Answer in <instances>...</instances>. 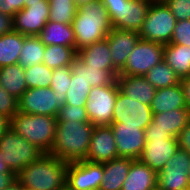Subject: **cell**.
I'll list each match as a JSON object with an SVG mask.
<instances>
[{
  "label": "cell",
  "instance_id": "f907efd6",
  "mask_svg": "<svg viewBox=\"0 0 190 190\" xmlns=\"http://www.w3.org/2000/svg\"><path fill=\"white\" fill-rule=\"evenodd\" d=\"M94 0H74L75 5L79 8L82 5L89 4Z\"/></svg>",
  "mask_w": 190,
  "mask_h": 190
},
{
  "label": "cell",
  "instance_id": "484cf974",
  "mask_svg": "<svg viewBox=\"0 0 190 190\" xmlns=\"http://www.w3.org/2000/svg\"><path fill=\"white\" fill-rule=\"evenodd\" d=\"M72 75L83 78L91 87L112 85L117 82V76L110 70L90 67L76 57L70 64Z\"/></svg>",
  "mask_w": 190,
  "mask_h": 190
},
{
  "label": "cell",
  "instance_id": "ab89813d",
  "mask_svg": "<svg viewBox=\"0 0 190 190\" xmlns=\"http://www.w3.org/2000/svg\"><path fill=\"white\" fill-rule=\"evenodd\" d=\"M165 4L177 21L190 20V0H167Z\"/></svg>",
  "mask_w": 190,
  "mask_h": 190
},
{
  "label": "cell",
  "instance_id": "4316f807",
  "mask_svg": "<svg viewBox=\"0 0 190 190\" xmlns=\"http://www.w3.org/2000/svg\"><path fill=\"white\" fill-rule=\"evenodd\" d=\"M163 60L181 79L190 76V46L168 43L164 45Z\"/></svg>",
  "mask_w": 190,
  "mask_h": 190
},
{
  "label": "cell",
  "instance_id": "681fc988",
  "mask_svg": "<svg viewBox=\"0 0 190 190\" xmlns=\"http://www.w3.org/2000/svg\"><path fill=\"white\" fill-rule=\"evenodd\" d=\"M4 190H25V189L17 180H15Z\"/></svg>",
  "mask_w": 190,
  "mask_h": 190
},
{
  "label": "cell",
  "instance_id": "30bf717a",
  "mask_svg": "<svg viewBox=\"0 0 190 190\" xmlns=\"http://www.w3.org/2000/svg\"><path fill=\"white\" fill-rule=\"evenodd\" d=\"M190 153L178 148L157 173V190H190Z\"/></svg>",
  "mask_w": 190,
  "mask_h": 190
},
{
  "label": "cell",
  "instance_id": "f35d334b",
  "mask_svg": "<svg viewBox=\"0 0 190 190\" xmlns=\"http://www.w3.org/2000/svg\"><path fill=\"white\" fill-rule=\"evenodd\" d=\"M170 43L190 46V20L176 22Z\"/></svg>",
  "mask_w": 190,
  "mask_h": 190
},
{
  "label": "cell",
  "instance_id": "5b68a950",
  "mask_svg": "<svg viewBox=\"0 0 190 190\" xmlns=\"http://www.w3.org/2000/svg\"><path fill=\"white\" fill-rule=\"evenodd\" d=\"M0 151L5 163L15 175L44 153L20 136L11 126L0 136Z\"/></svg>",
  "mask_w": 190,
  "mask_h": 190
},
{
  "label": "cell",
  "instance_id": "e0dca14e",
  "mask_svg": "<svg viewBox=\"0 0 190 190\" xmlns=\"http://www.w3.org/2000/svg\"><path fill=\"white\" fill-rule=\"evenodd\" d=\"M113 68L119 73L125 66L127 57L140 39L139 32L112 28L106 37Z\"/></svg>",
  "mask_w": 190,
  "mask_h": 190
},
{
  "label": "cell",
  "instance_id": "52a82bcc",
  "mask_svg": "<svg viewBox=\"0 0 190 190\" xmlns=\"http://www.w3.org/2000/svg\"><path fill=\"white\" fill-rule=\"evenodd\" d=\"M176 22L165 2L152 1L139 31L140 39L166 45L171 41Z\"/></svg>",
  "mask_w": 190,
  "mask_h": 190
},
{
  "label": "cell",
  "instance_id": "1f68e13d",
  "mask_svg": "<svg viewBox=\"0 0 190 190\" xmlns=\"http://www.w3.org/2000/svg\"><path fill=\"white\" fill-rule=\"evenodd\" d=\"M144 77L156 89L172 87L180 83V78L164 60L152 67Z\"/></svg>",
  "mask_w": 190,
  "mask_h": 190
},
{
  "label": "cell",
  "instance_id": "83f0119b",
  "mask_svg": "<svg viewBox=\"0 0 190 190\" xmlns=\"http://www.w3.org/2000/svg\"><path fill=\"white\" fill-rule=\"evenodd\" d=\"M24 74L25 68L18 63L0 67V84L16 99L28 89Z\"/></svg>",
  "mask_w": 190,
  "mask_h": 190
},
{
  "label": "cell",
  "instance_id": "db71d44e",
  "mask_svg": "<svg viewBox=\"0 0 190 190\" xmlns=\"http://www.w3.org/2000/svg\"><path fill=\"white\" fill-rule=\"evenodd\" d=\"M151 1H156V2H165L167 0H151Z\"/></svg>",
  "mask_w": 190,
  "mask_h": 190
},
{
  "label": "cell",
  "instance_id": "603a6c76",
  "mask_svg": "<svg viewBox=\"0 0 190 190\" xmlns=\"http://www.w3.org/2000/svg\"><path fill=\"white\" fill-rule=\"evenodd\" d=\"M150 108L152 114L187 108L181 83L172 87L157 89Z\"/></svg>",
  "mask_w": 190,
  "mask_h": 190
},
{
  "label": "cell",
  "instance_id": "ffe728a7",
  "mask_svg": "<svg viewBox=\"0 0 190 190\" xmlns=\"http://www.w3.org/2000/svg\"><path fill=\"white\" fill-rule=\"evenodd\" d=\"M155 189H157V173L139 159L133 160L122 190Z\"/></svg>",
  "mask_w": 190,
  "mask_h": 190
},
{
  "label": "cell",
  "instance_id": "7bdbcfd3",
  "mask_svg": "<svg viewBox=\"0 0 190 190\" xmlns=\"http://www.w3.org/2000/svg\"><path fill=\"white\" fill-rule=\"evenodd\" d=\"M176 138L179 148L184 149L190 153V121L177 135Z\"/></svg>",
  "mask_w": 190,
  "mask_h": 190
},
{
  "label": "cell",
  "instance_id": "836d02e7",
  "mask_svg": "<svg viewBox=\"0 0 190 190\" xmlns=\"http://www.w3.org/2000/svg\"><path fill=\"white\" fill-rule=\"evenodd\" d=\"M66 93L65 104L74 106H85L91 90L89 82L77 75L71 76V82Z\"/></svg>",
  "mask_w": 190,
  "mask_h": 190
},
{
  "label": "cell",
  "instance_id": "44dd1931",
  "mask_svg": "<svg viewBox=\"0 0 190 190\" xmlns=\"http://www.w3.org/2000/svg\"><path fill=\"white\" fill-rule=\"evenodd\" d=\"M77 57L90 67L110 70L118 77V72L113 68L110 48L106 38L77 51Z\"/></svg>",
  "mask_w": 190,
  "mask_h": 190
},
{
  "label": "cell",
  "instance_id": "11a10c76",
  "mask_svg": "<svg viewBox=\"0 0 190 190\" xmlns=\"http://www.w3.org/2000/svg\"><path fill=\"white\" fill-rule=\"evenodd\" d=\"M188 174H189V182H190V168H189Z\"/></svg>",
  "mask_w": 190,
  "mask_h": 190
},
{
  "label": "cell",
  "instance_id": "7402d4cb",
  "mask_svg": "<svg viewBox=\"0 0 190 190\" xmlns=\"http://www.w3.org/2000/svg\"><path fill=\"white\" fill-rule=\"evenodd\" d=\"M133 160L119 157L103 163V177L99 190H122Z\"/></svg>",
  "mask_w": 190,
  "mask_h": 190
},
{
  "label": "cell",
  "instance_id": "ba28073f",
  "mask_svg": "<svg viewBox=\"0 0 190 190\" xmlns=\"http://www.w3.org/2000/svg\"><path fill=\"white\" fill-rule=\"evenodd\" d=\"M117 82L112 85L91 87L86 101V112L94 126L111 125L116 97Z\"/></svg>",
  "mask_w": 190,
  "mask_h": 190
},
{
  "label": "cell",
  "instance_id": "ee69618b",
  "mask_svg": "<svg viewBox=\"0 0 190 190\" xmlns=\"http://www.w3.org/2000/svg\"><path fill=\"white\" fill-rule=\"evenodd\" d=\"M14 30L13 17L0 12V36Z\"/></svg>",
  "mask_w": 190,
  "mask_h": 190
},
{
  "label": "cell",
  "instance_id": "ac0fdd59",
  "mask_svg": "<svg viewBox=\"0 0 190 190\" xmlns=\"http://www.w3.org/2000/svg\"><path fill=\"white\" fill-rule=\"evenodd\" d=\"M179 148L177 138L152 139L146 141L143 152L139 158L156 173L160 172Z\"/></svg>",
  "mask_w": 190,
  "mask_h": 190
},
{
  "label": "cell",
  "instance_id": "3957f363",
  "mask_svg": "<svg viewBox=\"0 0 190 190\" xmlns=\"http://www.w3.org/2000/svg\"><path fill=\"white\" fill-rule=\"evenodd\" d=\"M76 51L103 40L112 30L106 7L101 0L80 6L72 22Z\"/></svg>",
  "mask_w": 190,
  "mask_h": 190
},
{
  "label": "cell",
  "instance_id": "c3c4849f",
  "mask_svg": "<svg viewBox=\"0 0 190 190\" xmlns=\"http://www.w3.org/2000/svg\"><path fill=\"white\" fill-rule=\"evenodd\" d=\"M0 171L1 173H13L11 172L10 168L5 163V160L3 159V154L0 151Z\"/></svg>",
  "mask_w": 190,
  "mask_h": 190
},
{
  "label": "cell",
  "instance_id": "f546056e",
  "mask_svg": "<svg viewBox=\"0 0 190 190\" xmlns=\"http://www.w3.org/2000/svg\"><path fill=\"white\" fill-rule=\"evenodd\" d=\"M76 57V47L48 45L45 48L42 63L51 69H56L70 65Z\"/></svg>",
  "mask_w": 190,
  "mask_h": 190
},
{
  "label": "cell",
  "instance_id": "74e56055",
  "mask_svg": "<svg viewBox=\"0 0 190 190\" xmlns=\"http://www.w3.org/2000/svg\"><path fill=\"white\" fill-rule=\"evenodd\" d=\"M18 99L9 94L0 84V115L11 120L18 112Z\"/></svg>",
  "mask_w": 190,
  "mask_h": 190
},
{
  "label": "cell",
  "instance_id": "2e32d148",
  "mask_svg": "<svg viewBox=\"0 0 190 190\" xmlns=\"http://www.w3.org/2000/svg\"><path fill=\"white\" fill-rule=\"evenodd\" d=\"M116 158L119 157L111 126H95L91 135L86 160L95 163H105Z\"/></svg>",
  "mask_w": 190,
  "mask_h": 190
},
{
  "label": "cell",
  "instance_id": "7c38bea8",
  "mask_svg": "<svg viewBox=\"0 0 190 190\" xmlns=\"http://www.w3.org/2000/svg\"><path fill=\"white\" fill-rule=\"evenodd\" d=\"M152 110L149 105L131 99L118 91L112 123H123V126H138L145 130L152 120Z\"/></svg>",
  "mask_w": 190,
  "mask_h": 190
},
{
  "label": "cell",
  "instance_id": "e575fe53",
  "mask_svg": "<svg viewBox=\"0 0 190 190\" xmlns=\"http://www.w3.org/2000/svg\"><path fill=\"white\" fill-rule=\"evenodd\" d=\"M53 69L43 63L25 68V80L29 88L50 87Z\"/></svg>",
  "mask_w": 190,
  "mask_h": 190
},
{
  "label": "cell",
  "instance_id": "7a4b0ae2",
  "mask_svg": "<svg viewBox=\"0 0 190 190\" xmlns=\"http://www.w3.org/2000/svg\"><path fill=\"white\" fill-rule=\"evenodd\" d=\"M68 163L50 153H43L25 166L16 180L26 190H58L67 186Z\"/></svg>",
  "mask_w": 190,
  "mask_h": 190
},
{
  "label": "cell",
  "instance_id": "8fae6325",
  "mask_svg": "<svg viewBox=\"0 0 190 190\" xmlns=\"http://www.w3.org/2000/svg\"><path fill=\"white\" fill-rule=\"evenodd\" d=\"M57 92L50 87L29 88L18 99V111L25 114L57 117L61 105Z\"/></svg>",
  "mask_w": 190,
  "mask_h": 190
},
{
  "label": "cell",
  "instance_id": "816d5d0a",
  "mask_svg": "<svg viewBox=\"0 0 190 190\" xmlns=\"http://www.w3.org/2000/svg\"><path fill=\"white\" fill-rule=\"evenodd\" d=\"M39 0H25V3H35L38 2Z\"/></svg>",
  "mask_w": 190,
  "mask_h": 190
},
{
  "label": "cell",
  "instance_id": "d6986e66",
  "mask_svg": "<svg viewBox=\"0 0 190 190\" xmlns=\"http://www.w3.org/2000/svg\"><path fill=\"white\" fill-rule=\"evenodd\" d=\"M117 84L122 94L149 106L157 90L144 76L118 75Z\"/></svg>",
  "mask_w": 190,
  "mask_h": 190
},
{
  "label": "cell",
  "instance_id": "8d00e7d4",
  "mask_svg": "<svg viewBox=\"0 0 190 190\" xmlns=\"http://www.w3.org/2000/svg\"><path fill=\"white\" fill-rule=\"evenodd\" d=\"M77 121V122H90L85 106H74L64 104L61 106L57 121Z\"/></svg>",
  "mask_w": 190,
  "mask_h": 190
},
{
  "label": "cell",
  "instance_id": "d4e9b609",
  "mask_svg": "<svg viewBox=\"0 0 190 190\" xmlns=\"http://www.w3.org/2000/svg\"><path fill=\"white\" fill-rule=\"evenodd\" d=\"M38 36L45 46L62 45L65 47H76L72 24H63L49 20Z\"/></svg>",
  "mask_w": 190,
  "mask_h": 190
},
{
  "label": "cell",
  "instance_id": "6da1fadb",
  "mask_svg": "<svg viewBox=\"0 0 190 190\" xmlns=\"http://www.w3.org/2000/svg\"><path fill=\"white\" fill-rule=\"evenodd\" d=\"M94 127L91 122L57 121L50 154L65 163L86 160Z\"/></svg>",
  "mask_w": 190,
  "mask_h": 190
},
{
  "label": "cell",
  "instance_id": "5bb4252c",
  "mask_svg": "<svg viewBox=\"0 0 190 190\" xmlns=\"http://www.w3.org/2000/svg\"><path fill=\"white\" fill-rule=\"evenodd\" d=\"M103 163L87 160L68 163L67 186L71 190H99Z\"/></svg>",
  "mask_w": 190,
  "mask_h": 190
},
{
  "label": "cell",
  "instance_id": "d590c367",
  "mask_svg": "<svg viewBox=\"0 0 190 190\" xmlns=\"http://www.w3.org/2000/svg\"><path fill=\"white\" fill-rule=\"evenodd\" d=\"M71 67L70 65L53 69L50 88L57 92L59 96V104L63 106L65 104L66 93L71 82Z\"/></svg>",
  "mask_w": 190,
  "mask_h": 190
},
{
  "label": "cell",
  "instance_id": "f6af8a7d",
  "mask_svg": "<svg viewBox=\"0 0 190 190\" xmlns=\"http://www.w3.org/2000/svg\"><path fill=\"white\" fill-rule=\"evenodd\" d=\"M15 180L16 175L14 173H1L0 171V190H4Z\"/></svg>",
  "mask_w": 190,
  "mask_h": 190
},
{
  "label": "cell",
  "instance_id": "f1b7e54d",
  "mask_svg": "<svg viewBox=\"0 0 190 190\" xmlns=\"http://www.w3.org/2000/svg\"><path fill=\"white\" fill-rule=\"evenodd\" d=\"M24 39L15 30L0 36V67L18 63Z\"/></svg>",
  "mask_w": 190,
  "mask_h": 190
},
{
  "label": "cell",
  "instance_id": "9a60e30c",
  "mask_svg": "<svg viewBox=\"0 0 190 190\" xmlns=\"http://www.w3.org/2000/svg\"><path fill=\"white\" fill-rule=\"evenodd\" d=\"M118 157L139 159L145 147L144 130L138 126H123V123H112Z\"/></svg>",
  "mask_w": 190,
  "mask_h": 190
},
{
  "label": "cell",
  "instance_id": "9c48e42d",
  "mask_svg": "<svg viewBox=\"0 0 190 190\" xmlns=\"http://www.w3.org/2000/svg\"><path fill=\"white\" fill-rule=\"evenodd\" d=\"M164 58V45L139 39L118 75L144 76Z\"/></svg>",
  "mask_w": 190,
  "mask_h": 190
},
{
  "label": "cell",
  "instance_id": "4dcf8cb0",
  "mask_svg": "<svg viewBox=\"0 0 190 190\" xmlns=\"http://www.w3.org/2000/svg\"><path fill=\"white\" fill-rule=\"evenodd\" d=\"M45 48L46 46L42 43L39 36L25 35L18 64L27 68L42 63Z\"/></svg>",
  "mask_w": 190,
  "mask_h": 190
},
{
  "label": "cell",
  "instance_id": "b9f144b4",
  "mask_svg": "<svg viewBox=\"0 0 190 190\" xmlns=\"http://www.w3.org/2000/svg\"><path fill=\"white\" fill-rule=\"evenodd\" d=\"M145 140L151 141L152 139H168L174 138L170 134L166 133L161 128H153V121L144 130Z\"/></svg>",
  "mask_w": 190,
  "mask_h": 190
},
{
  "label": "cell",
  "instance_id": "7dc6e473",
  "mask_svg": "<svg viewBox=\"0 0 190 190\" xmlns=\"http://www.w3.org/2000/svg\"><path fill=\"white\" fill-rule=\"evenodd\" d=\"M10 126V120L0 115V136L8 129Z\"/></svg>",
  "mask_w": 190,
  "mask_h": 190
},
{
  "label": "cell",
  "instance_id": "277c9868",
  "mask_svg": "<svg viewBox=\"0 0 190 190\" xmlns=\"http://www.w3.org/2000/svg\"><path fill=\"white\" fill-rule=\"evenodd\" d=\"M57 117L17 112L10 126L44 153H50L56 132Z\"/></svg>",
  "mask_w": 190,
  "mask_h": 190
},
{
  "label": "cell",
  "instance_id": "cb8c5ba5",
  "mask_svg": "<svg viewBox=\"0 0 190 190\" xmlns=\"http://www.w3.org/2000/svg\"><path fill=\"white\" fill-rule=\"evenodd\" d=\"M153 128H161L172 137L177 135L190 121V109L178 108L166 112L156 113L152 116Z\"/></svg>",
  "mask_w": 190,
  "mask_h": 190
},
{
  "label": "cell",
  "instance_id": "8992f818",
  "mask_svg": "<svg viewBox=\"0 0 190 190\" xmlns=\"http://www.w3.org/2000/svg\"><path fill=\"white\" fill-rule=\"evenodd\" d=\"M113 28L139 32L147 16L151 0H101Z\"/></svg>",
  "mask_w": 190,
  "mask_h": 190
},
{
  "label": "cell",
  "instance_id": "d6a6232c",
  "mask_svg": "<svg viewBox=\"0 0 190 190\" xmlns=\"http://www.w3.org/2000/svg\"><path fill=\"white\" fill-rule=\"evenodd\" d=\"M49 4L50 21L72 24L78 9L74 0H52Z\"/></svg>",
  "mask_w": 190,
  "mask_h": 190
},
{
  "label": "cell",
  "instance_id": "60d3db41",
  "mask_svg": "<svg viewBox=\"0 0 190 190\" xmlns=\"http://www.w3.org/2000/svg\"><path fill=\"white\" fill-rule=\"evenodd\" d=\"M25 7V0H0V12L11 17Z\"/></svg>",
  "mask_w": 190,
  "mask_h": 190
},
{
  "label": "cell",
  "instance_id": "f5cc1de1",
  "mask_svg": "<svg viewBox=\"0 0 190 190\" xmlns=\"http://www.w3.org/2000/svg\"><path fill=\"white\" fill-rule=\"evenodd\" d=\"M58 190H71V189L68 186H66V187L58 189Z\"/></svg>",
  "mask_w": 190,
  "mask_h": 190
},
{
  "label": "cell",
  "instance_id": "4fadbf2b",
  "mask_svg": "<svg viewBox=\"0 0 190 190\" xmlns=\"http://www.w3.org/2000/svg\"><path fill=\"white\" fill-rule=\"evenodd\" d=\"M48 0L25 3V7L13 17L14 30L26 36H38L49 21Z\"/></svg>",
  "mask_w": 190,
  "mask_h": 190
},
{
  "label": "cell",
  "instance_id": "bcb514c9",
  "mask_svg": "<svg viewBox=\"0 0 190 190\" xmlns=\"http://www.w3.org/2000/svg\"><path fill=\"white\" fill-rule=\"evenodd\" d=\"M182 88L184 90V96L187 108L190 109V76L180 80Z\"/></svg>",
  "mask_w": 190,
  "mask_h": 190
}]
</instances>
